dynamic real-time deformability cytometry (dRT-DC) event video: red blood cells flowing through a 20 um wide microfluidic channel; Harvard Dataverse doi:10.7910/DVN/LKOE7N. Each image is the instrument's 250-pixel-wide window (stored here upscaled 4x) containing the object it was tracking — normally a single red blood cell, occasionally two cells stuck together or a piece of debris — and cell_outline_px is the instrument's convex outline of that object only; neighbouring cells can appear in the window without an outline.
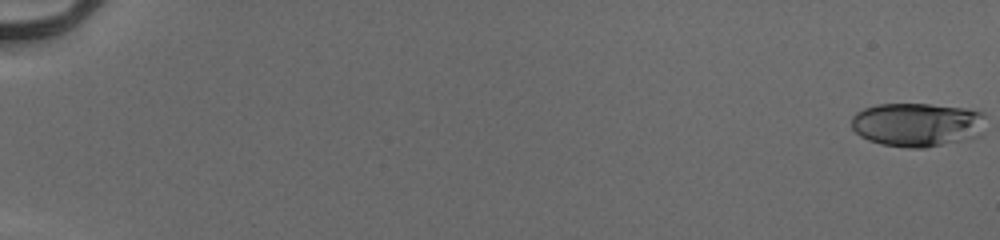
{"species": "human", "species_latin": "Homo sapiens", "temperature_condition": "cold", "stored_images_in_passage": 41, "camera_frame_rate_fps": 3000, "um_per_image_px": 0.085, "donor": {"sex": "male"}, "frame": {"image": 1, "passage_image": 1, "time_ms": 0.0, "image_size_px": [1000, 240], "cell_outline_px": [[984, 116], [980, 136], [924, 148], [908, 148], [880, 144], [868, 140], [860, 136], [852, 128], [852, 116], [856, 112], [864, 108], [876, 104], [928, 104], [968, 108], [984, 112]], "centroid_in_image_um": [77.94, 10.58], "position_along_channel_um": 7.1, "area_um2": 34.39}}
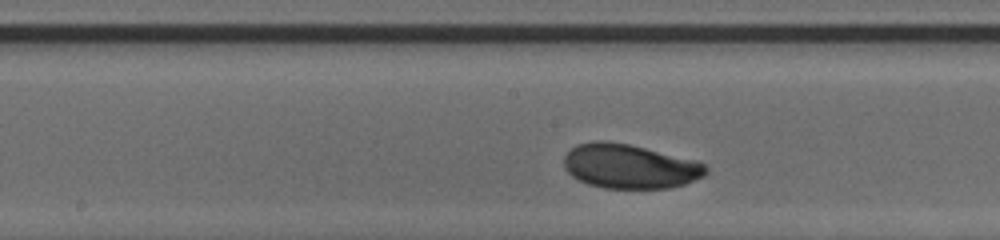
{"frame": {"image": 2, "passage_image": 26, "time_ms": 8.333, "image_size_px": [1000, 240], "cell_outline_px": [[708, 172], [704, 176], [684, 184], [668, 188], [604, 188], [588, 184], [572, 176], [564, 168], [564, 156], [576, 144], [592, 140], [608, 140], [628, 144], [700, 160], [708, 168]], "centroid_in_image_um": [53.54, 14.12], "position_along_channel_um": 194.7, "area_um2": 37.05}}
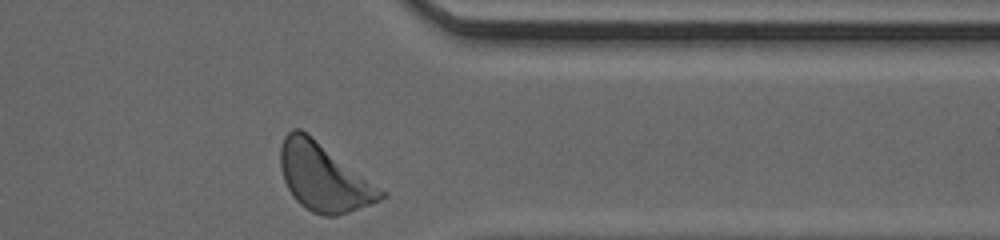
{"frame": {"image": 3, "passage_image": 41, "time_ms": 13.333, "image_size_px": [1000, 240], "cell_outline_px": [[388, 196], [372, 204], [336, 216], [324, 216], [312, 212], [304, 208], [292, 196], [284, 180], [280, 168], [280, 148], [284, 136], [292, 128], [300, 128], [388, 192]], "centroid_in_image_um": [27.53, 15.08], "position_along_channel_um": 383.9, "area_um2": 39.71}, "authors_computed_cell_mechanics": {"area_um2": 35.547, "velocity_mm_per_s": 3.8479, "shape_relaxation_time_tau1_ms": 1.8974, "shape_relaxation_time_tau2_ms": null, "deformation_change_tau1": 0.1123, "deformation_change_tau2": null}}